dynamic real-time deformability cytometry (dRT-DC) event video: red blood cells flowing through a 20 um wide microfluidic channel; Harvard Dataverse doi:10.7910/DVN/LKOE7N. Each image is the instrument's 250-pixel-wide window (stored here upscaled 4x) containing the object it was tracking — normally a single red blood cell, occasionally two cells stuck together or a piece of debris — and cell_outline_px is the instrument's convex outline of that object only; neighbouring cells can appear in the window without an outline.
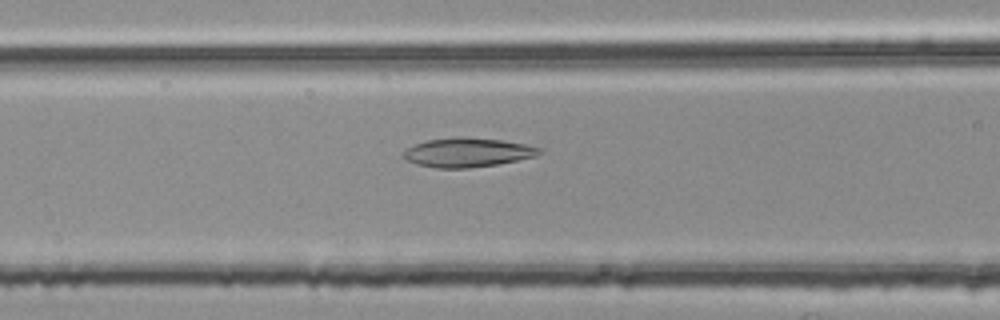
{"species": "common noctule bat (a hibernating species)", "species_latin": "Nyctalus noctula", "temperature_condition": "room temperature", "stored_images_in_passage": 29, "camera_frame_rate_fps": 3000, "um_per_image_px": 0.085, "animal": {"sex": "female", "body_mass_g": 25.1}, "frame": {"image": 1, "passage_image": 22, "time_ms": 7.0, "image_size_px": [1000, 320], "cell_outline_px": [[540, 152], [536, 156], [496, 164], [468, 168], [436, 168], [420, 164], [408, 160], [404, 156], [404, 152], [408, 148], [416, 144], [428, 140], [456, 136], [460, 136], [500, 140], [524, 144], [540, 148]], "centroid_in_image_um": [39.74, 12.95], "position_along_channel_um": 126.9, "area_um2": 22.6}}
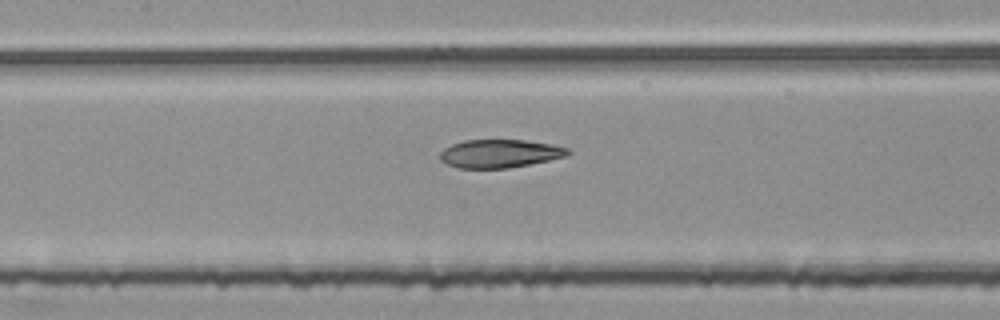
{"frame": {"image": 2, "passage_image": 25, "time_ms": 8.0, "image_size_px": [1000, 320], "cell_outline_px": [[572, 152], [568, 156], [508, 168], [460, 168], [448, 164], [440, 160], [440, 152], [444, 148], [452, 144], [464, 140], [524, 140], [552, 144], [568, 148]], "centroid_in_image_um": [42.49, 13.05], "position_along_channel_um": 164.9, "area_um2": 20.98}}
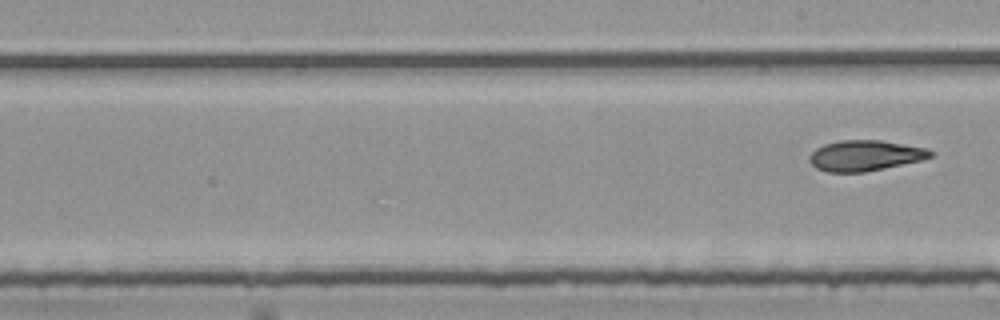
{"frame": {"image": 3, "passage_image": 29, "time_ms": 9.333, "image_size_px": [1000, 320], "cell_outline_px": [[932, 156], [920, 160], [884, 168], [864, 172], [828, 172], [816, 168], [808, 160], [808, 156], [816, 148], [824, 144], [840, 140], [880, 140], [928, 148], [932, 152]], "centroid_in_image_um": [73.49, 13.22], "position_along_channel_um": 215.5, "area_um2": 21.5}}